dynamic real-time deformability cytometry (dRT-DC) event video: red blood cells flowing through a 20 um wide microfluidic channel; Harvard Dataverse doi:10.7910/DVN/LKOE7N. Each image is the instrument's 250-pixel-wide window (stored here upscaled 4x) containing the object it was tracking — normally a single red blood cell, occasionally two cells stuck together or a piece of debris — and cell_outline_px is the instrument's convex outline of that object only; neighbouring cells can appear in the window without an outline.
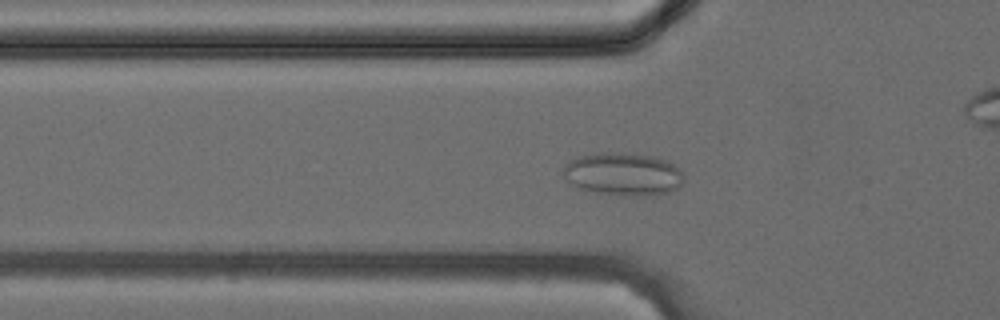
{"species": "common noctule bat (a hibernating species)", "species_latin": "Nyctalus noctula", "temperature_condition": "cold", "stored_images_in_passage": 39, "camera_frame_rate_fps": 3000, "um_per_image_px": 0.085, "animal": {"sex": "female", "body_mass_g": 24.6, "forearm_length_mm": 56.2}, "frame": {"image": 1, "passage_image": 12, "time_ms": 3.667, "image_size_px": [1000, 320], "cell_outline_px": [[684, 180], [676, 188], [668, 192], [596, 192], [580, 188], [572, 184], [564, 176], [564, 164], [580, 156], [596, 152], [608, 152], [652, 156], [664, 160], [672, 164], [680, 172]], "centroid_in_image_um": [52.89, 14.73], "position_along_channel_um": 72.9, "area_um2": 28.32}}